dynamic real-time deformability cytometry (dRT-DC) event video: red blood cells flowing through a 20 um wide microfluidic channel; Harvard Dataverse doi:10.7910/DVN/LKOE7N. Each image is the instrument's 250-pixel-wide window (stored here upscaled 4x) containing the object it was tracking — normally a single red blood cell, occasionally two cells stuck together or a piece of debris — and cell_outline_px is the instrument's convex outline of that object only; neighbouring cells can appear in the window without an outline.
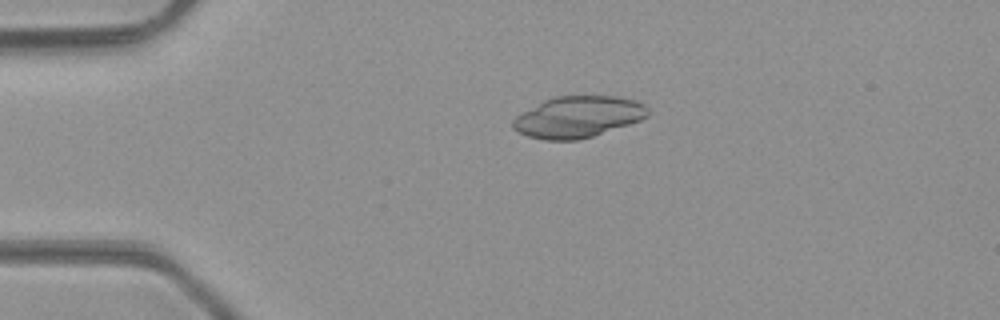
{"species": "common noctule bat (a hibernating species)", "species_latin": "Nyctalus noctula", "temperature_condition": "room temperature", "stored_images_in_passage": 44, "camera_frame_rate_fps": 3000, "um_per_image_px": 0.085, "animal": {"sex": "male", "body_mass_g": 23.1, "forearm_length_mm": 52.7}, "frame": {"image": 1, "passage_image": 7, "time_ms": 2.0, "image_size_px": [1000, 320], "cell_outline_px": [[648, 116], [640, 120], [580, 140], [544, 140], [528, 136], [512, 128], [512, 120], [516, 116], [544, 100], [552, 96], [616, 96], [636, 100], [644, 104], [648, 108]], "centroid_in_image_um": [49.12, 9.93], "position_along_channel_um": 35.9, "area_um2": 32.37}}